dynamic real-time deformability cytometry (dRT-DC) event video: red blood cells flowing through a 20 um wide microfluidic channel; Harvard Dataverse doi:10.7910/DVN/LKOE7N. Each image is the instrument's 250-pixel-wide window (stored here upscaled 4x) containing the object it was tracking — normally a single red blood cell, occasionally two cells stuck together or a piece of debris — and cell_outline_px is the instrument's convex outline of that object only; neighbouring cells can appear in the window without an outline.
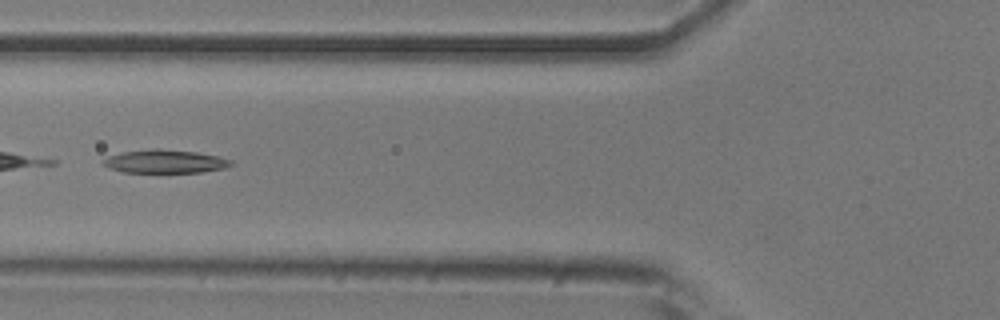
{"species": "common noctule bat (a hibernating species)", "species_latin": "Nyctalus noctula", "temperature_condition": "room temperature", "stored_images_in_passage": 30, "camera_frame_rate_fps": 3000, "um_per_image_px": 0.085, "animal": {"sex": "male", "body_mass_g": 20.5, "forearm_length_mm": 52.5}, "frame": {"image": 1, "passage_image": 4, "time_ms": 1.0, "image_size_px": [1000, 320], "cell_outline_px": [[232, 164], [224, 168], [200, 172], [124, 172], [108, 168], [100, 164], [100, 160], [108, 156], [124, 152], [156, 148], [160, 148], [196, 152], [216, 156], [232, 160]], "centroid_in_image_um": [13.95, 13.72], "position_along_channel_um": 111.8, "area_um2": 17.34}}
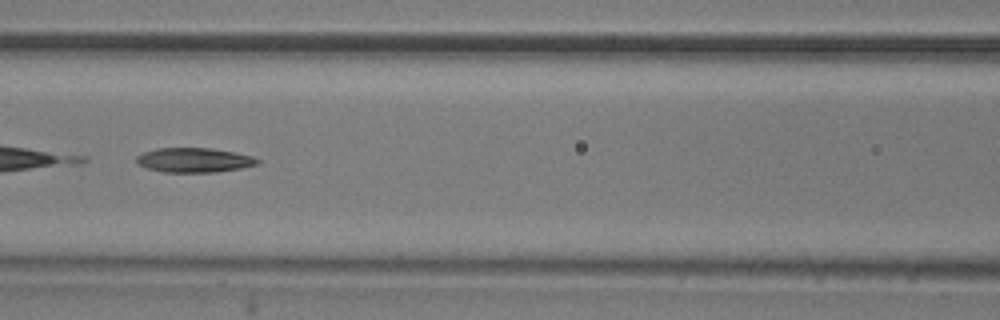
{"frame": {"image": 2, "passage_image": 7, "time_ms": 2.0, "image_size_px": [1000, 320], "cell_outline_px": [[260, 164], [240, 168], [216, 172], [164, 172], [148, 168], [140, 164], [136, 160], [136, 156], [144, 152], [156, 148], [212, 148], [236, 152], [252, 156], [260, 160]], "centroid_in_image_um": [16.54, 13.6], "position_along_channel_um": 150.1, "area_um2": 17.28}}
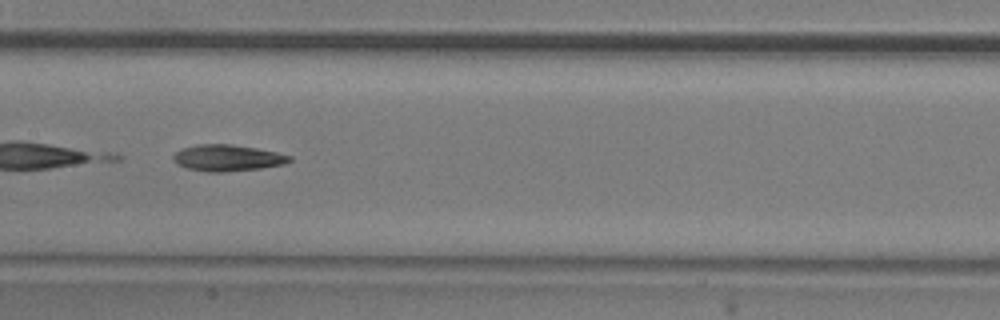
{"frame": {"image": 3, "passage_image": 10, "time_ms": 3.0, "image_size_px": [1000, 320], "cell_outline_px": [[292, 160], [284, 164], [260, 168], [224, 172], [208, 172], [188, 168], [172, 160], [172, 156], [176, 152], [184, 148], [196, 144], [232, 144], [256, 148], [276, 152], [292, 156]], "centroid_in_image_um": [19.35, 13.42], "position_along_channel_um": 188.1, "area_um2": 17.74}}